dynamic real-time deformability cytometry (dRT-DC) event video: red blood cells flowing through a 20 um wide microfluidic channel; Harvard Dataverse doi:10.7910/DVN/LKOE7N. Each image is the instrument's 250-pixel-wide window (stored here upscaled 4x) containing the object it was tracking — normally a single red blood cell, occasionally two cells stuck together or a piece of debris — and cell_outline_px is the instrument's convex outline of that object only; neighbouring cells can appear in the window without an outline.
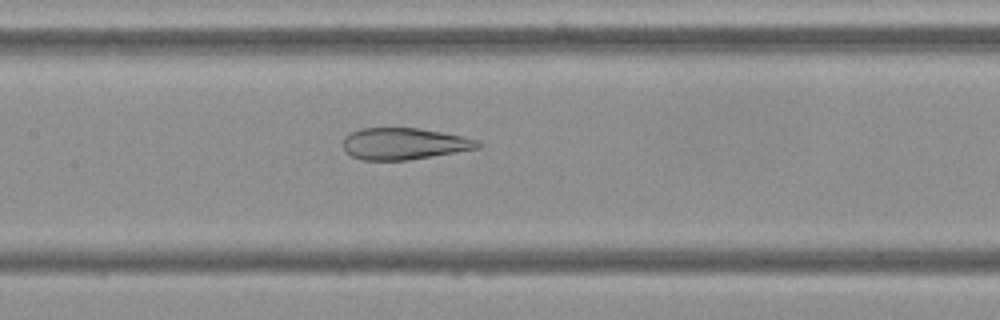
{"species": "Egyptian fruit bat (a non-hibernating species)", "species_latin": "Rousettus aegyptiacus", "temperature_condition": "cold", "stored_images_in_passage": 38, "camera_frame_rate_fps": 3000, "um_per_image_px": 0.085, "frame": {"image": 1, "passage_image": 9, "time_ms": 2.667, "image_size_px": [1000, 320], "cell_outline_px": [[484, 144], [480, 148], [408, 160], [360, 160], [344, 152], [344, 136], [348, 132], [360, 128], [420, 128], [464, 136], [476, 140]], "centroid_in_image_um": [34.33, 12.21], "position_along_channel_um": 173.1, "area_um2": 25.09}}
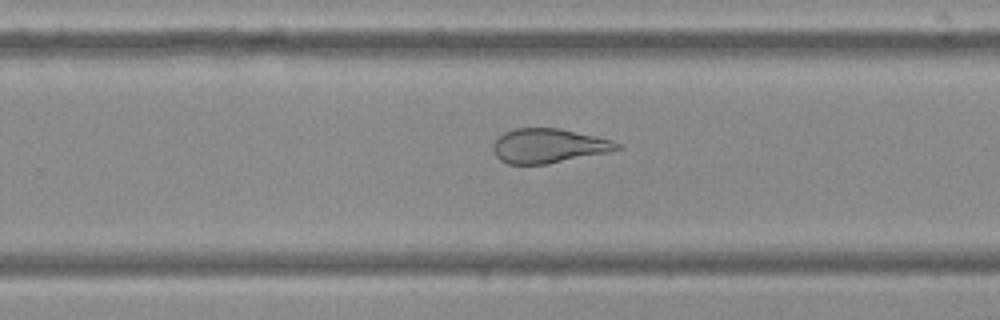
{"frame": {"image": 2, "passage_image": 18, "time_ms": 5.667, "image_size_px": [1000, 320], "cell_outline_px": [[624, 148], [608, 152], [548, 164], [508, 164], [500, 160], [496, 156], [492, 148], [492, 144], [504, 132], [516, 128], [560, 128], [612, 140], [624, 144]], "centroid_in_image_um": [46.66, 12.4], "position_along_channel_um": 283.1, "area_um2": 24.97}}
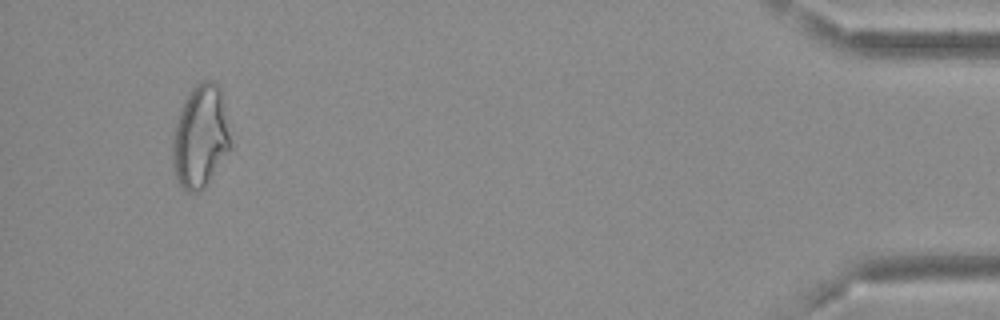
{"frame": {"image": 3, "passage_image": 35, "time_ms": 11.333, "image_size_px": [1000, 320], "cell_outline_px": [[232, 148], [208, 184], [204, 188], [196, 192], [188, 192], [180, 188], [176, 180], [172, 160], [172, 132], [180, 108], [192, 88], [196, 84], [204, 80], [208, 80], [216, 84], [220, 88], [232, 144]], "centroid_in_image_um": [17.02, 11.67], "position_along_channel_um": 418.2, "area_um2": 35.2}}